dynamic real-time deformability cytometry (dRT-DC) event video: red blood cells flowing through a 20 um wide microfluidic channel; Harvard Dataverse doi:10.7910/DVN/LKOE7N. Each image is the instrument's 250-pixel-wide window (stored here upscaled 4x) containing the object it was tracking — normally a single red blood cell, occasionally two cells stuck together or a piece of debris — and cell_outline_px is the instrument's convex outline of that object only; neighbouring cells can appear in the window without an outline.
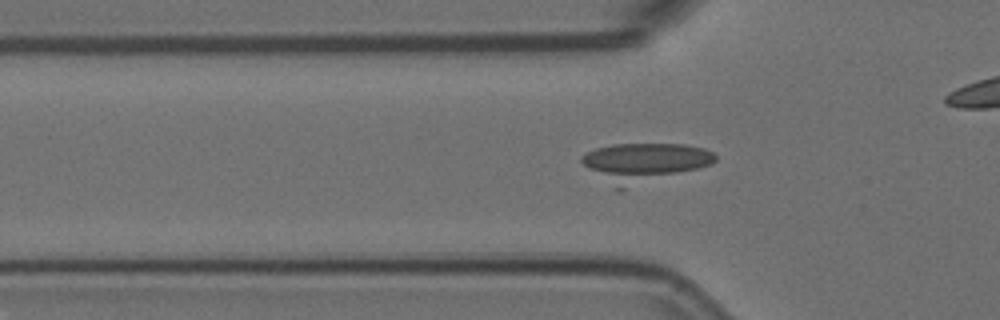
{"species": "Egyptian fruit bat (a non-hibernating species)", "species_latin": "Rousettus aegyptiacus", "temperature_condition": "room temperature", "stored_images_in_passage": 43, "camera_frame_rate_fps": 3000, "um_per_image_px": 0.085, "animal": {"sex": "female"}, "frame": {"image": 1, "passage_image": 3, "time_ms": 0.667, "image_size_px": [1000, 320], "cell_outline_px": [[716, 160], [708, 164], [696, 168], [620, 192], [588, 168], [580, 160], [580, 156], [596, 148], [612, 144], [684, 144], [704, 148], [712, 152], [716, 156]], "centroid_in_image_um": [54.72, 13.82], "position_along_channel_um": 71.1, "area_um2": 30.11}}
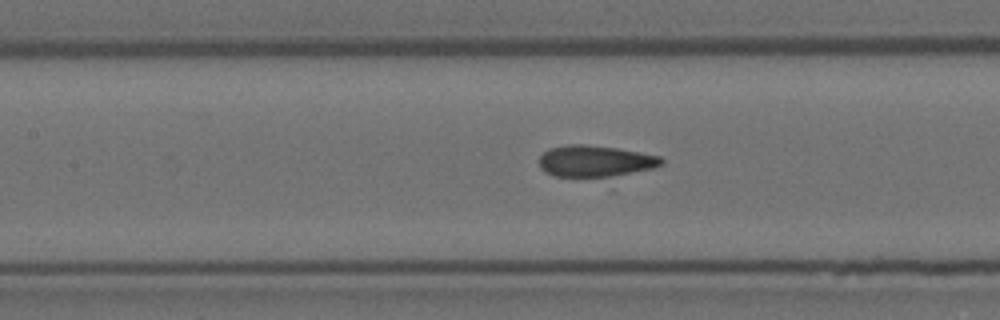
{"frame": {"image": 2, "passage_image": 10, "time_ms": 3.0, "image_size_px": [1000, 320], "cell_outline_px": [[664, 164], [652, 168], [604, 180], [556, 176], [544, 172], [540, 168], [540, 156], [548, 148], [568, 144], [584, 144], [616, 148], [640, 152], [660, 156], [664, 160]], "centroid_in_image_um": [50.6, 13.74], "position_along_channel_um": 156.8, "area_um2": 23.35}}
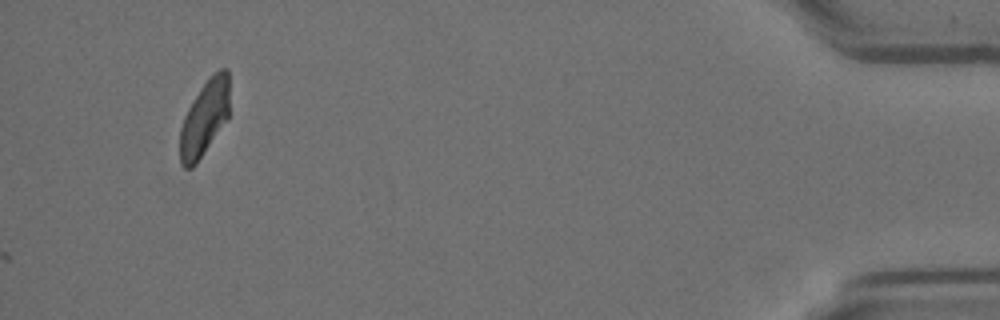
{"frame": {"image": 3, "passage_image": 43, "time_ms": 14.0, "image_size_px": [1000, 320], "cell_outline_px": [[228, 116], [196, 164], [192, 168], [184, 168], [180, 164], [180, 128], [184, 116], [188, 108], [200, 88], [212, 72], [220, 68], [228, 68]], "centroid_in_image_um": [17.35, 10.01], "position_along_channel_um": 417.8, "area_um2": 21.5}}